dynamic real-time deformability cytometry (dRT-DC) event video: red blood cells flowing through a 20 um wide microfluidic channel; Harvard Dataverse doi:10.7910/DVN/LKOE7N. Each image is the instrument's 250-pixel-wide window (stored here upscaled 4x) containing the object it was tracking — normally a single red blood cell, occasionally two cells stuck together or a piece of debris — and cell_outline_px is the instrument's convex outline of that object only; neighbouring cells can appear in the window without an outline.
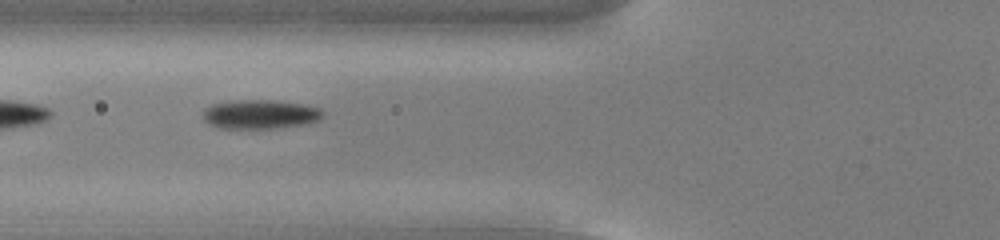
{"species": "common noctule bat (a hibernating species)", "species_latin": "Nyctalus noctula", "temperature_condition": "cold", "stored_images_in_passage": 14, "camera_frame_rate_fps": 3000, "um_per_image_px": 0.085, "animal": {"sex": "male", "body_mass_g": 13.0, "forearm_length_mm": 53.1}, "frame": {"image": 1, "passage_image": 3, "time_ms": 0.667, "image_size_px": [1000, 240], "cell_outline_px": [[324, 112], [320, 120], [300, 124], [272, 128], [220, 128], [208, 124], [204, 120], [204, 108], [212, 104], [240, 100], [268, 100], [300, 104], [320, 108]], "centroid_in_image_um": [22.08, 9.71], "position_along_channel_um": 103.7, "area_um2": 19.94}}
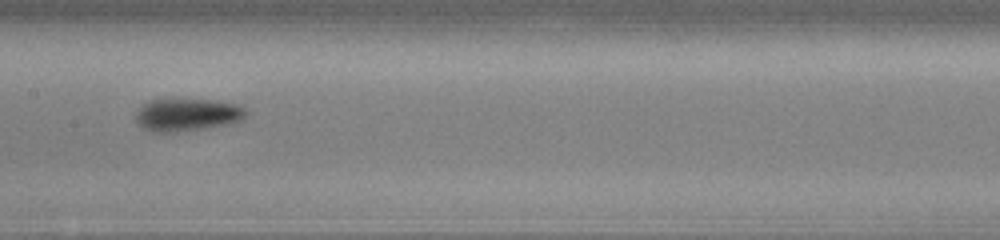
{"frame": {"image": 2, "passage_image": 10, "time_ms": 3.0, "image_size_px": [1000, 240], "cell_outline_px": [[248, 112], [240, 120], [224, 124], [204, 128], [176, 132], [152, 132], [144, 128], [136, 120], [136, 112], [148, 100], [216, 100], [240, 104]], "centroid_in_image_um": [15.92, 9.75], "position_along_channel_um": 191.5, "area_um2": 20.63}}